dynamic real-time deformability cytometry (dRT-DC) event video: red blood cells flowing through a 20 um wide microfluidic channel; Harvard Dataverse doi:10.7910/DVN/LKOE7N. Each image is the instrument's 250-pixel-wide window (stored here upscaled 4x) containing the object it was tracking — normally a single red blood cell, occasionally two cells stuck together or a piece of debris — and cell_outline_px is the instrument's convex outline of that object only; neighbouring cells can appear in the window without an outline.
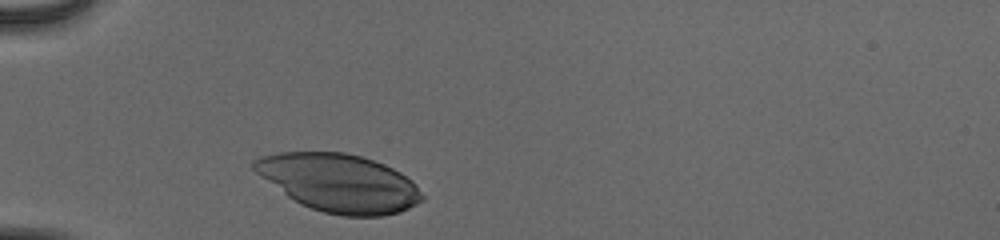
{"species": "human", "species_latin": "Homo sapiens", "temperature_condition": "cold", "stored_images_in_passage": 31, "camera_frame_rate_fps": 3000, "um_per_image_px": 0.085, "donor": {"sex": "male"}, "frame": {"image": 1, "passage_image": 1, "time_ms": 0.0, "image_size_px": [1000, 240], "cell_outline_px": [[424, 200], [400, 212], [384, 216], [344, 216], [324, 212], [300, 204], [288, 196], [256, 172], [252, 168], [252, 160], [260, 156], [280, 152], [344, 152], [360, 156], [384, 164], [400, 172], [412, 180], [416, 184], [424, 196]], "centroid_in_image_um": [28.85, 15.54], "position_along_channel_um": 56.2, "area_um2": 56.53}}
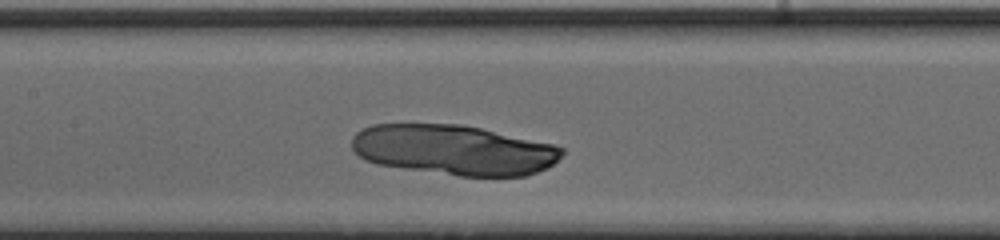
{"frame": {"image": 2, "passage_image": 11, "time_ms": 3.333, "image_size_px": [1000, 240], "cell_outline_px": [[564, 152], [548, 168], [528, 176], [460, 176], [376, 164], [364, 160], [352, 148], [352, 136], [356, 132], [372, 124], [464, 124], [552, 144], [564, 148]], "centroid_in_image_um": [38.57, 12.74], "position_along_channel_um": 168.8, "area_um2": 61.44}}
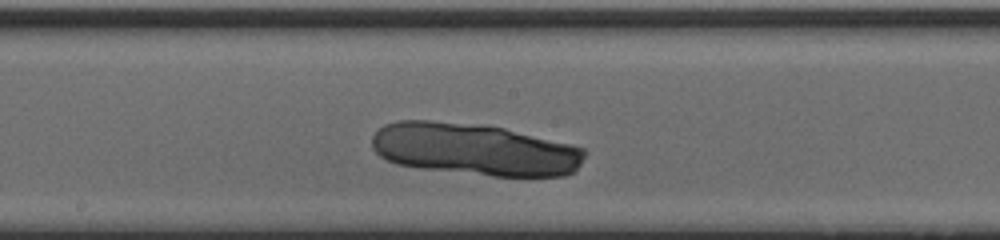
{"frame": {"image": 3, "passage_image": 14, "time_ms": 4.333, "image_size_px": [1000, 240], "cell_outline_px": [[584, 156], [580, 164], [568, 176], [492, 176], [420, 168], [396, 164], [380, 156], [372, 148], [372, 136], [384, 124], [396, 120], [432, 120], [488, 124], [584, 148]], "centroid_in_image_um": [40.29, 12.68], "position_along_channel_um": 207.9, "area_um2": 64.79}}